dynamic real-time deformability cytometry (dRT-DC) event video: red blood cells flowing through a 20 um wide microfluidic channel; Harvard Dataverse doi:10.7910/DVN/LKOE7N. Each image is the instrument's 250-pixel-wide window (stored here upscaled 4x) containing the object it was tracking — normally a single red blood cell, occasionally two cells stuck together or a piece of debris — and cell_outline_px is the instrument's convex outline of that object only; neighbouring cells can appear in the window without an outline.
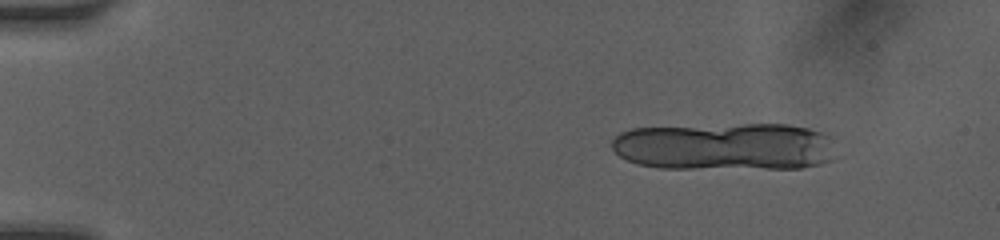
{"species": "human", "species_latin": "Homo sapiens", "temperature_condition": "room temperature", "stored_images_in_passage": 10, "camera_frame_rate_fps": 3000, "um_per_image_px": 0.085, "donor": {"sex": "female"}, "frame": {"image": 1, "passage_image": 4, "time_ms": 1.667, "image_size_px": [1000, 240], "cell_outline_px": [[840, 156], [836, 160], [820, 164], [800, 168], [660, 168], [636, 164], [620, 156], [612, 148], [612, 140], [620, 132], [632, 128], [744, 124], [788, 124], [808, 128], [836, 136]], "centroid_in_image_um": [61.79, 12.46], "position_along_channel_um": 23.2, "area_um2": 63.64}}